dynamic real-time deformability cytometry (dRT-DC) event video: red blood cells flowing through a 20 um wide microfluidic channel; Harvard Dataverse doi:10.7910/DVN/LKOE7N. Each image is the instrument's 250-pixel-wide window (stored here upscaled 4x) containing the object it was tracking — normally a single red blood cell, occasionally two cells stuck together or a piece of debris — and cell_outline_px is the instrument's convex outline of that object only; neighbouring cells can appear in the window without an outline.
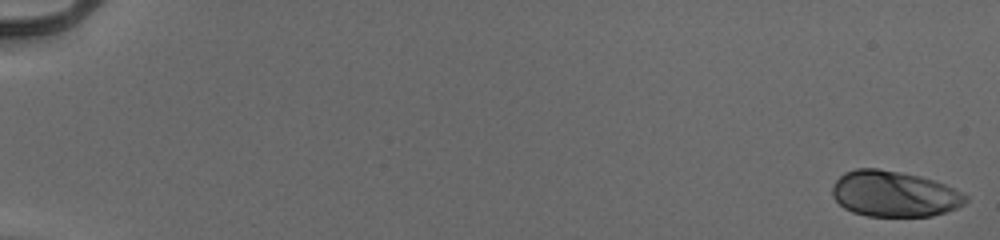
{"species": "human", "species_latin": "Homo sapiens", "temperature_condition": "cold", "stored_images_in_passage": 54, "camera_frame_rate_fps": 3000, "um_per_image_px": 0.085, "donor": {"sex": "male"}, "frame": {"image": 1, "passage_image": 1, "time_ms": 0.0, "image_size_px": [1000, 240], "cell_outline_px": [[968, 200], [964, 204], [956, 208], [932, 216], [868, 216], [852, 212], [844, 208], [832, 196], [832, 184], [844, 172], [856, 168], [876, 168], [900, 172], [920, 176], [944, 184], [968, 196]], "centroid_in_image_um": [75.97, 16.48], "position_along_channel_um": 9.0, "area_um2": 35.55}}
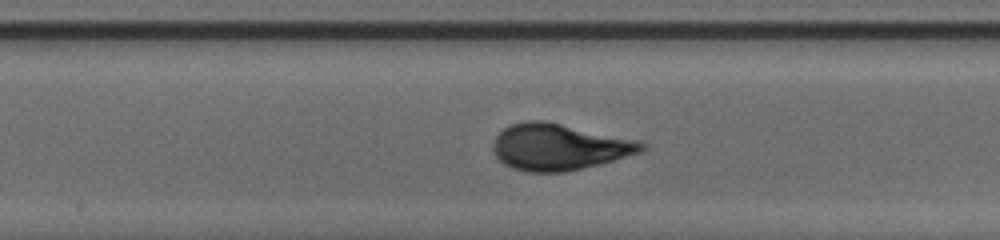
{"frame": {"image": 2, "passage_image": 31, "time_ms": 10.0, "image_size_px": [1000, 240], "cell_outline_px": [[648, 148], [640, 152], [612, 160], [564, 172], [528, 172], [512, 168], [504, 164], [496, 156], [492, 148], [492, 144], [496, 136], [504, 128], [512, 124], [524, 120], [544, 120], [636, 140], [648, 144]], "centroid_in_image_um": [47.48, 12.48], "position_along_channel_um": 200.7, "area_um2": 39.82}}
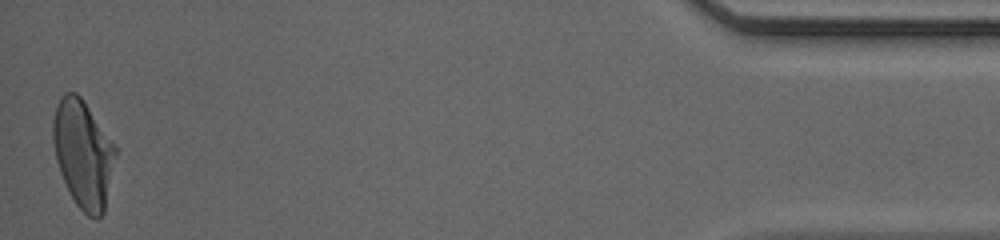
{"frame": {"image": 3, "passage_image": 54, "time_ms": 17.667, "image_size_px": [1000, 240], "cell_outline_px": [[116, 156], [104, 212], [96, 220], [88, 216], [76, 204], [60, 172], [56, 160], [52, 140], [52, 120], [56, 104], [60, 96], [64, 92], [76, 92], [80, 96], [116, 148]], "centroid_in_image_um": [7.04, 13.07], "position_along_channel_um": 428.2, "area_um2": 38.84}, "authors_computed_cell_mechanics": {"area_um2": 38.1769, "velocity_mm_per_s": 3.9634, "shape_relaxation_time_tau1_ms": 3.8742, "shape_relaxation_time_tau2_ms": null, "deformation_change_tau1": 0.1824, "deformation_change_tau2": null}}